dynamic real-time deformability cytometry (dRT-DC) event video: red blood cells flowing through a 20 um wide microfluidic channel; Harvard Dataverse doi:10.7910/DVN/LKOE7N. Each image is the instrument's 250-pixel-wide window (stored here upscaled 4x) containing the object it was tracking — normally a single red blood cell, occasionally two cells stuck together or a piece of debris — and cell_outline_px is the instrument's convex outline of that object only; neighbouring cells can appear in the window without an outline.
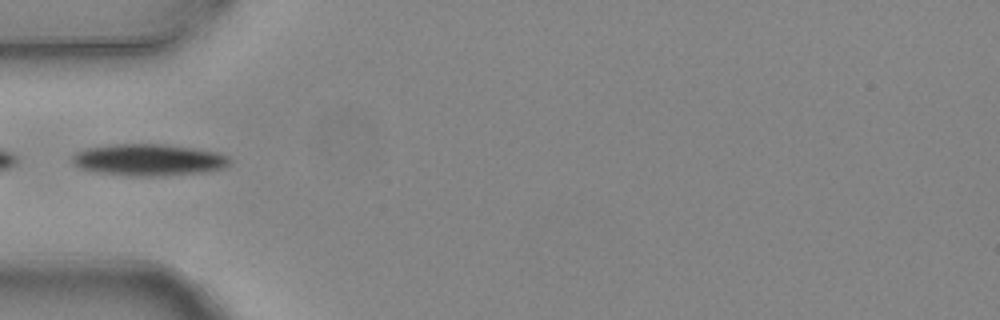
{"species": "common noctule bat (a hibernating species)", "species_latin": "Nyctalus noctula", "temperature_condition": "warm", "stored_images_in_passage": 2, "camera_frame_rate_fps": 3000, "um_per_image_px": 0.085, "animal": {"sex": "female", "body_mass_g": 24.6, "forearm_length_mm": 56.2}, "frame": {"image": 1, "passage_image": 2, "time_ms": 0.333, "image_size_px": [1000, 320], "cell_outline_px": [[232, 160], [224, 168], [208, 172], [160, 176], [124, 176], [96, 172], [80, 168], [72, 164], [72, 156], [76, 152], [84, 148], [116, 144], [164, 144], [192, 148], [216, 152], [228, 156]], "centroid_in_image_um": [12.62, 13.6], "position_along_channel_um": 72.4, "area_um2": 29.42}}